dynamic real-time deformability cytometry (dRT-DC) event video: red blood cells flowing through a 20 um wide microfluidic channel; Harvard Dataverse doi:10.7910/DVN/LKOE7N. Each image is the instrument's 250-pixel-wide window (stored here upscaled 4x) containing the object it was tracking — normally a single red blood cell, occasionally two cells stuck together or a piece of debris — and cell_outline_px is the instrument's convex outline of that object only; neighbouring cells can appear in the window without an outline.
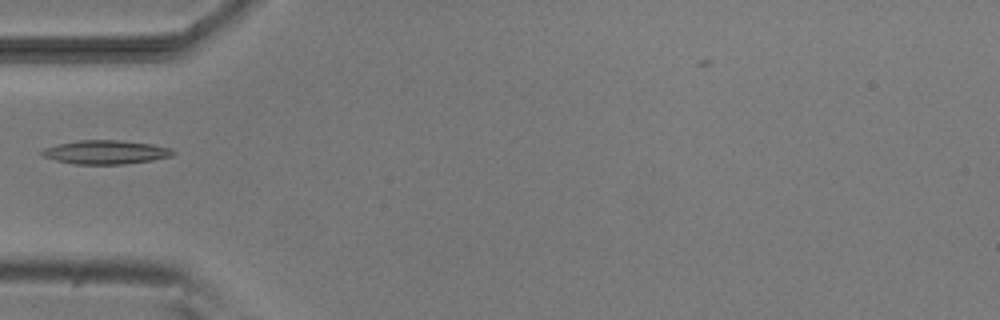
{"species": "common noctule bat (a hibernating species)", "species_latin": "Nyctalus noctula", "temperature_condition": "room temperature", "stored_images_in_passage": 5, "segment_of_instrument_passage": [2, 2], "camera_frame_rate_fps": 3000, "um_per_image_px": 0.085, "animal": {"sex": "male", "body_mass_g": 20.5, "forearm_length_mm": 52.5}, "frame": {"image": 1, "passage_image": 5, "time_ms": 5.333, "image_size_px": [1000, 320], "cell_outline_px": [[176, 152], [172, 156], [152, 160], [124, 164], [72, 164], [56, 160], [44, 156], [40, 152], [44, 148], [56, 144], [80, 140], [120, 140], [152, 144], [172, 148]], "centroid_in_image_um": [9.0, 12.93], "position_along_channel_um": 76.0, "area_um2": 18.21}}